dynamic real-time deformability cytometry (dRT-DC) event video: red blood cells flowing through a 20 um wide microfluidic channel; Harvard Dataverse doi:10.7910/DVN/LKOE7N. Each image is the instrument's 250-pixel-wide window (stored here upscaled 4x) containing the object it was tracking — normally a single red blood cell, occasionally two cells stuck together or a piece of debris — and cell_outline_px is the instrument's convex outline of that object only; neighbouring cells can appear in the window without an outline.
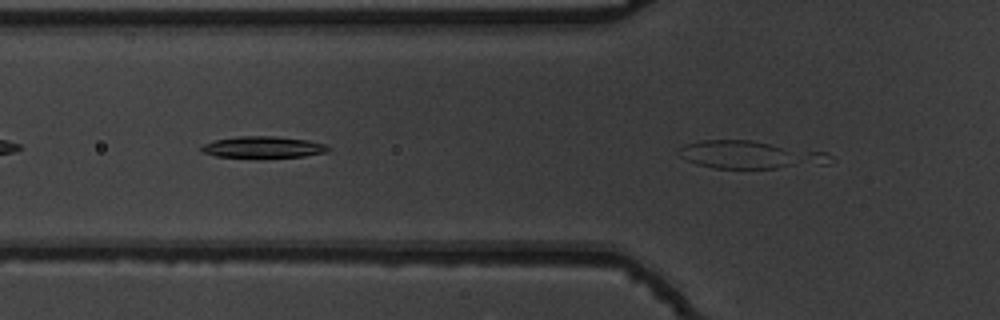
{"species": "common noctule bat (a hibernating species)", "species_latin": "Nyctalus noctula", "temperature_condition": "warm", "stored_images_in_passage": 4, "camera_frame_rate_fps": 3000, "um_per_image_px": 0.085, "animal": {"sex": "male", "body_mass_g": 19.5, "forearm_length_mm": 54.6}, "frame": {"image": 1, "passage_image": 4, "time_ms": 1.0, "image_size_px": [1000, 320], "cell_outline_px": [[836, 160], [828, 164], [776, 168], [712, 168], [696, 164], [680, 156], [676, 152], [684, 144], [700, 140], [752, 140], [828, 152]], "centroid_in_image_um": [63.81, 13.15], "position_along_channel_um": 62.0, "area_um2": 24.8}}